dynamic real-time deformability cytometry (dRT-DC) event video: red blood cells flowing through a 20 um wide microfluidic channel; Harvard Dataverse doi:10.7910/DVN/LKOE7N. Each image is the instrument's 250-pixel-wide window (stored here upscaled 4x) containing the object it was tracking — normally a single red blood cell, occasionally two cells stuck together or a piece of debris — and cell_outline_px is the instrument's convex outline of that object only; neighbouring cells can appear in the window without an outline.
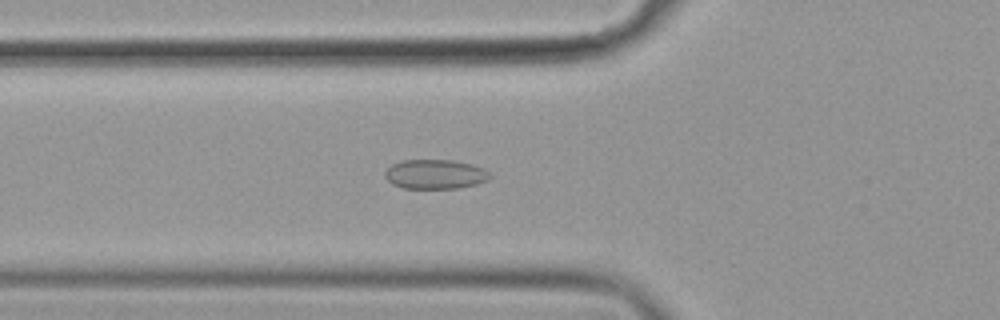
{"species": "common noctule bat (a hibernating species)", "species_latin": "Nyctalus noctula", "temperature_condition": "cold", "stored_images_in_passage": 57, "camera_frame_rate_fps": 3000, "um_per_image_px": 0.085, "animal": {"sex": "female", "body_mass_g": 19.9}, "frame": {"image": 1, "passage_image": 21, "time_ms": 6.667, "image_size_px": [1000, 320], "cell_outline_px": [[492, 176], [488, 180], [476, 184], [460, 188], [404, 188], [392, 184], [384, 176], [384, 172], [392, 164], [400, 160], [452, 160], [472, 164], [484, 168]], "centroid_in_image_um": [36.99, 14.8], "position_along_channel_um": 88.8, "area_um2": 18.09}}
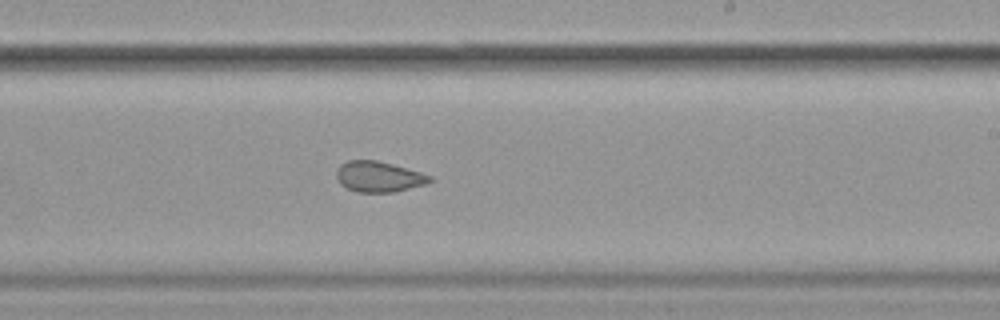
{"frame": {"image": 2, "passage_image": 35, "time_ms": 11.333, "image_size_px": [1000, 320], "cell_outline_px": [[432, 180], [428, 184], [396, 192], [360, 192], [348, 188], [340, 184], [336, 176], [336, 172], [340, 164], [348, 160], [376, 160], [392, 164], [420, 172], [432, 176]], "centroid_in_image_um": [32.21, 15.02], "position_along_channel_um": 256.8, "area_um2": 16.7}}
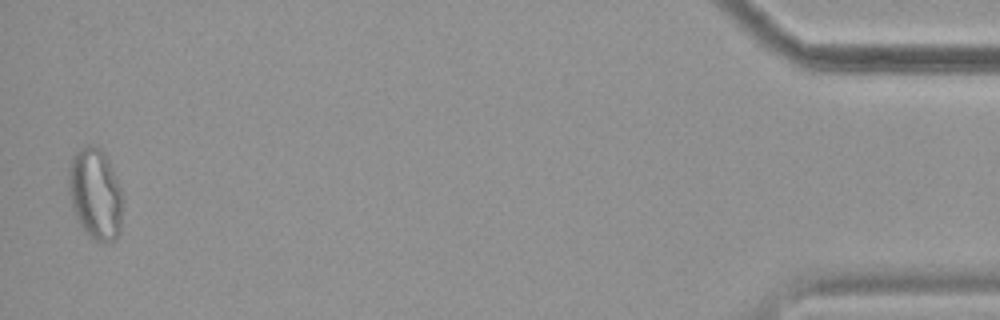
{"frame": {"image": 3, "passage_image": 56, "time_ms": 18.333, "image_size_px": [1000, 320], "cell_outline_px": [[124, 200], [120, 232], [116, 240], [104, 244], [88, 236], [80, 224], [76, 216], [68, 192], [68, 168], [72, 156], [84, 144], [92, 144], [100, 148], [108, 156], [120, 188]], "centroid_in_image_um": [8.12, 16.47], "position_along_channel_um": 427.1, "area_um2": 29.48}, "authors_computed_cell_mechanics": {"area_um2": 20.23, "velocity_mm_per_s": 3.5931, "shape_relaxation_time_tau1_ms": null, "shape_relaxation_time_tau2_ms": 1.8965, "deformation_change_tau1": null, "deformation_change_tau2": 0.0757}}